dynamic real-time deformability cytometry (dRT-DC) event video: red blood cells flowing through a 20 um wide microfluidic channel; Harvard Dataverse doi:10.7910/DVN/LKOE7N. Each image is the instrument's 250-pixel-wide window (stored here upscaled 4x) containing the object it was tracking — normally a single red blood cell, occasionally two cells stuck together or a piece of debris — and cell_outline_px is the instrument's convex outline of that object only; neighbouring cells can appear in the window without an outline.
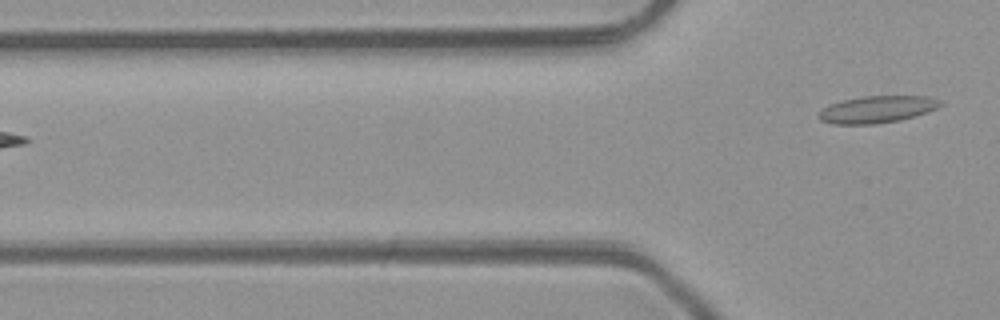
{"species": "common noctule bat (a hibernating species)", "species_latin": "Nyctalus noctula", "temperature_condition": "room temperature", "stored_images_in_passage": 6, "camera_frame_rate_fps": 3000, "um_per_image_px": 0.085, "animal": {"sex": "male", "body_mass_g": 23.1, "forearm_length_mm": 52.7}, "frame": {"image": 1, "passage_image": 6, "time_ms": 5.667, "image_size_px": [1000, 320], "cell_outline_px": [[944, 104], [928, 112], [916, 116], [900, 120], [872, 124], [832, 124], [820, 120], [816, 116], [824, 108], [840, 100], [860, 96], [928, 96], [940, 100]], "centroid_in_image_um": [74.56, 9.29], "position_along_channel_um": 51.2, "area_um2": 19.25}}